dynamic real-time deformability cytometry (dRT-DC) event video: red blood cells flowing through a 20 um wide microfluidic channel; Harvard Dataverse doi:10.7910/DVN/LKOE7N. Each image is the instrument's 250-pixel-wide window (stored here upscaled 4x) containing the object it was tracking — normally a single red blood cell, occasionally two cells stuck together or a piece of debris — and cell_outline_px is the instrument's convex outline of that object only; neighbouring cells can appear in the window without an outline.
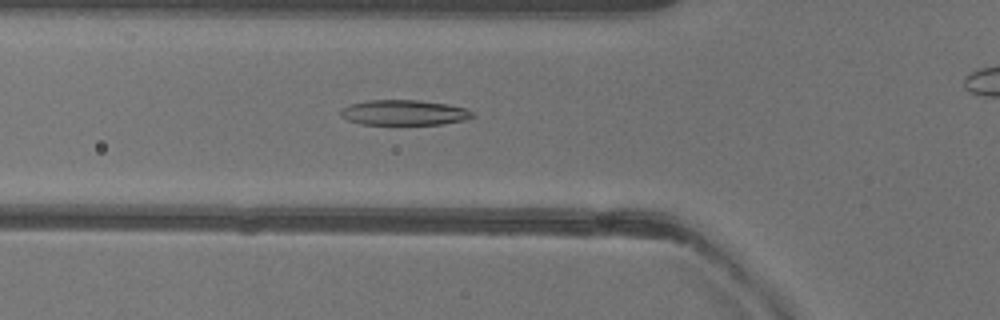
{"species": "common noctule bat (a hibernating species)", "species_latin": "Nyctalus noctula", "temperature_condition": "warm", "stored_images_in_passage": 41, "camera_frame_rate_fps": 3000, "um_per_image_px": 0.085, "animal": {"sex": "female"}, "frame": {"image": 1, "passage_image": 17, "time_ms": 5.333, "image_size_px": [1000, 320], "cell_outline_px": [[476, 116], [464, 120], [440, 124], [360, 124], [348, 120], [340, 116], [340, 108], [348, 104], [368, 100], [420, 100], [448, 104], [464, 108], [472, 112]], "centroid_in_image_um": [34.3, 9.56], "position_along_channel_um": 91.5, "area_um2": 19.48}}
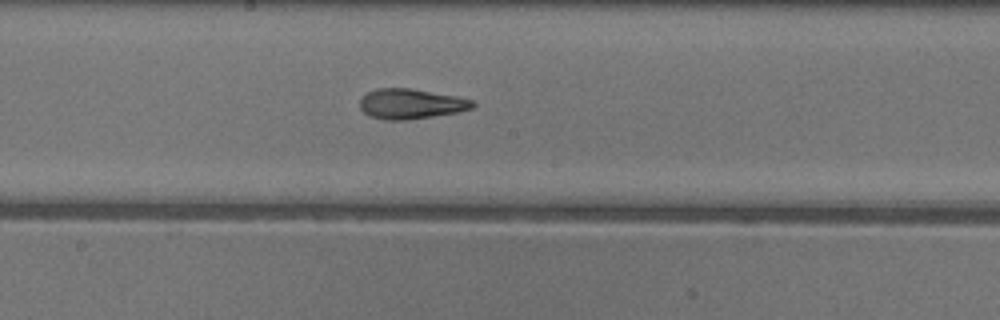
{"frame": {"image": 2, "passage_image": 26, "time_ms": 8.333, "image_size_px": [1000, 320], "cell_outline_px": [[476, 104], [472, 108], [456, 112], [408, 120], [384, 120], [368, 116], [360, 108], [360, 100], [368, 92], [376, 88], [412, 88], [456, 96], [472, 100]], "centroid_in_image_um": [34.9, 8.83], "position_along_channel_um": 213.3, "area_um2": 19.77}}
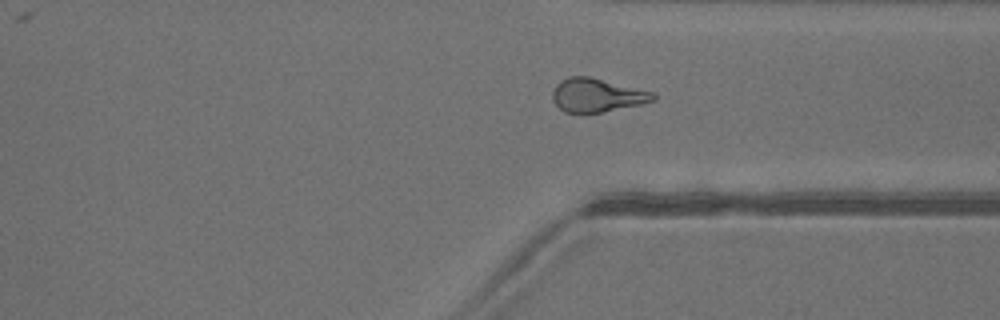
{"frame": {"image": 3, "passage_image": 37, "time_ms": 12.0, "image_size_px": [1000, 320], "cell_outline_px": [[656, 100], [640, 104], [580, 116], [564, 112], [552, 100], [552, 92], [556, 84], [560, 80], [568, 76], [588, 76], [656, 92]], "centroid_in_image_um": [50.71, 8.11], "position_along_channel_um": 360.7, "area_um2": 20.17}}